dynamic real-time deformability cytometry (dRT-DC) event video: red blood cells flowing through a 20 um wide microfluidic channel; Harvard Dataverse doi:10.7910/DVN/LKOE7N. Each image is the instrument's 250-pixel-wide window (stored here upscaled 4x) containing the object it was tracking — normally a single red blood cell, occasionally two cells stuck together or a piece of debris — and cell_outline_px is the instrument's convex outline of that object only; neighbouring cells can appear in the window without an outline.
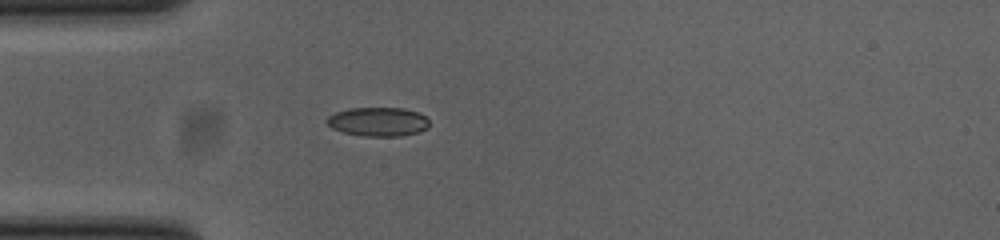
{"species": "common noctule bat (a hibernating species)", "species_latin": "Nyctalus noctula", "temperature_condition": "cold", "stored_images_in_passage": 23, "camera_frame_rate_fps": 3000, "um_per_image_px": 0.085, "animal": {"sex": "female", "body_mass_g": 23.0, "forearm_length_mm": 53.4}, "frame": {"image": 1, "passage_image": 1, "time_ms": 0.0, "image_size_px": [1000, 240], "cell_outline_px": [[428, 128], [420, 132], [400, 136], [364, 136], [344, 132], [332, 128], [324, 120], [328, 116], [336, 112], [348, 108], [404, 108], [420, 112], [428, 120]], "centroid_in_image_um": [32.15, 10.34], "position_along_channel_um": 52.9, "area_um2": 17.4}}
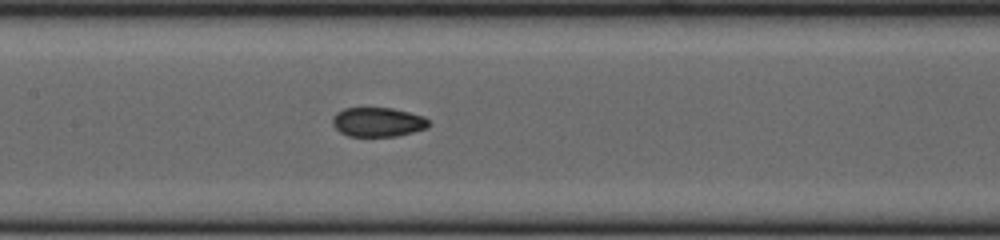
{"frame": {"image": 2, "passage_image": 11, "time_ms": 3.333, "image_size_px": [1000, 240], "cell_outline_px": [[432, 124], [428, 128], [396, 136], [348, 136], [340, 132], [332, 124], [332, 116], [336, 112], [344, 108], [392, 108], [424, 116]], "centroid_in_image_um": [32.12, 10.37], "position_along_channel_um": 175.3, "area_um2": 16.53}}
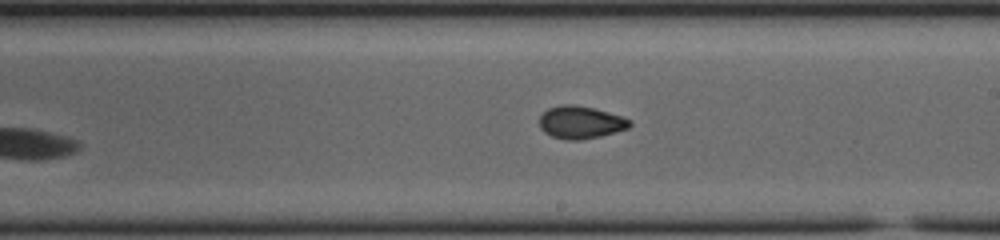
{"frame": {"image": 3, "passage_image": 16, "time_ms": 5.0, "image_size_px": [1000, 240], "cell_outline_px": [[632, 124], [628, 128], [600, 136], [580, 140], [568, 140], [552, 136], [544, 132], [540, 128], [540, 116], [548, 108], [560, 104], [572, 104], [592, 108], [608, 112], [632, 120]], "centroid_in_image_um": [49.34, 10.39], "position_along_channel_um": 239.7, "area_um2": 17.05}}